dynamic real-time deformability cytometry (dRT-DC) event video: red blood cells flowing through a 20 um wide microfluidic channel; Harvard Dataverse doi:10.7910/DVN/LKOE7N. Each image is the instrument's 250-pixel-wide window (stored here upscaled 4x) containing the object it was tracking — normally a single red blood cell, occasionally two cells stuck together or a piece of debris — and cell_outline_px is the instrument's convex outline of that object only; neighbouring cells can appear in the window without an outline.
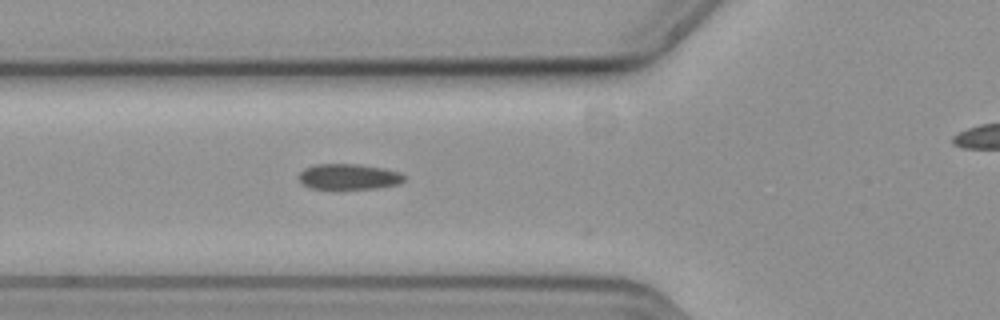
{"species": "common noctule bat (a hibernating species)", "species_latin": "Nyctalus noctula", "temperature_condition": "cold", "stored_images_in_passage": 29, "camera_frame_rate_fps": 3000, "um_per_image_px": 0.085, "animal": {"sex": "female", "body_mass_g": 19.3, "forearm_length_mm": 54.1}, "frame": {"image": 1, "passage_image": 2, "time_ms": 0.333, "image_size_px": [1000, 320], "cell_outline_px": [[404, 180], [400, 184], [376, 188], [340, 192], [336, 192], [312, 188], [304, 184], [300, 180], [300, 172], [304, 168], [312, 164], [360, 164], [384, 168], [400, 172], [404, 176]], "centroid_in_image_um": [29.63, 15.06], "position_along_channel_um": 96.2, "area_um2": 16.59}}
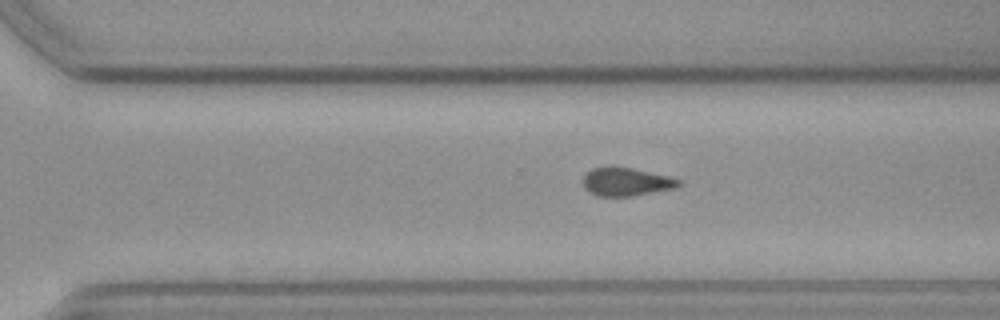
{"frame": {"image": 2, "passage_image": 20, "time_ms": 6.333, "image_size_px": [1000, 320], "cell_outline_px": [[680, 184], [676, 188], [632, 196], [596, 196], [588, 192], [584, 188], [584, 176], [592, 168], [632, 168], [668, 176], [680, 180]], "centroid_in_image_um": [53.23, 15.48], "position_along_channel_um": 317.4, "area_um2": 15.43}}
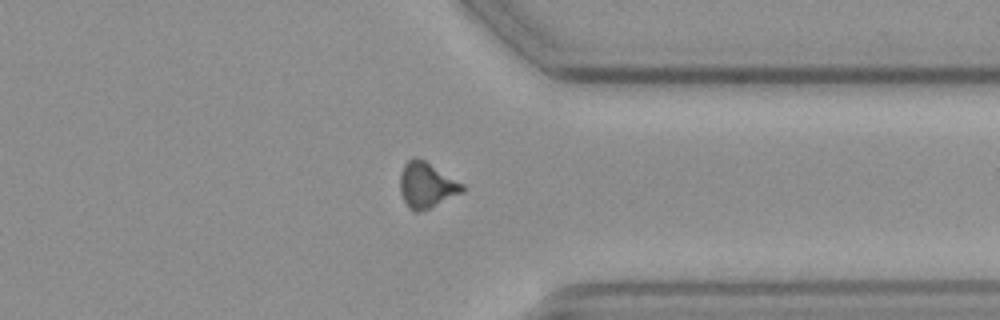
{"frame": {"image": 3, "passage_image": 25, "time_ms": 8.0, "image_size_px": [1000, 320], "cell_outline_px": [[464, 192], [420, 212], [416, 212], [408, 208], [400, 192], [400, 172], [404, 164], [408, 160], [424, 160], [464, 184]], "centroid_in_image_um": [36.26, 15.76], "position_along_channel_um": 375.1, "area_um2": 16.3}, "authors_computed_cell_mechanics": {"area_um2": 16.184, "velocity_mm_per_s": 3.683, "shape_relaxation_time_tau1_ms": 4.143, "shape_relaxation_time_tau2_ms": null, "deformation_change_tau1": 0.0499, "deformation_change_tau2": null}}